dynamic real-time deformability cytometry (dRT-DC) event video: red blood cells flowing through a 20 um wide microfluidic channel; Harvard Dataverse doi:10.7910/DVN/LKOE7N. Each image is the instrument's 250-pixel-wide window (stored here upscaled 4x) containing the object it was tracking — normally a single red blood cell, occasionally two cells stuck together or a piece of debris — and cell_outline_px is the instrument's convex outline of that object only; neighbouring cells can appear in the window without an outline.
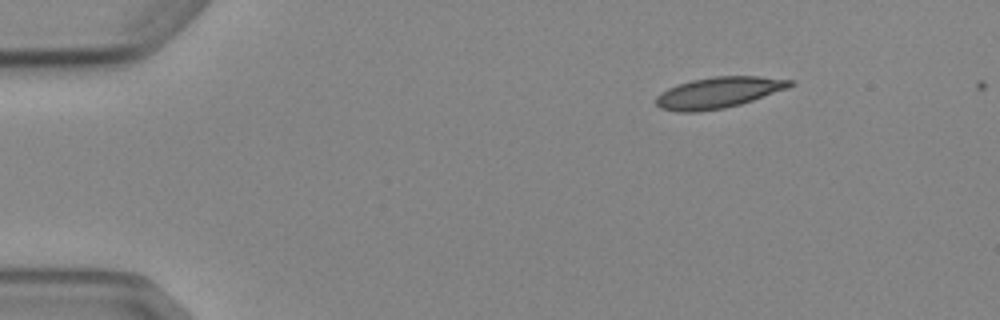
{"species": "Egyptian fruit bat (a non-hibernating species)", "species_latin": "Rousettus aegyptiacus", "temperature_condition": "cold", "stored_images_in_passage": 4, "camera_frame_rate_fps": 3000, "um_per_image_px": 0.085, "animal": {"sex": "female"}, "frame": {"image": 1, "passage_image": 1, "time_ms": 0.0, "image_size_px": [1000, 320], "cell_outline_px": [[792, 84], [788, 88], [740, 104], [724, 108], [692, 112], [680, 112], [660, 108], [656, 104], [656, 96], [660, 92], [676, 84], [692, 80], [716, 76], [760, 76], [792, 80]], "centroid_in_image_um": [61.03, 7.86], "position_along_channel_um": 24.0, "area_um2": 24.04}}